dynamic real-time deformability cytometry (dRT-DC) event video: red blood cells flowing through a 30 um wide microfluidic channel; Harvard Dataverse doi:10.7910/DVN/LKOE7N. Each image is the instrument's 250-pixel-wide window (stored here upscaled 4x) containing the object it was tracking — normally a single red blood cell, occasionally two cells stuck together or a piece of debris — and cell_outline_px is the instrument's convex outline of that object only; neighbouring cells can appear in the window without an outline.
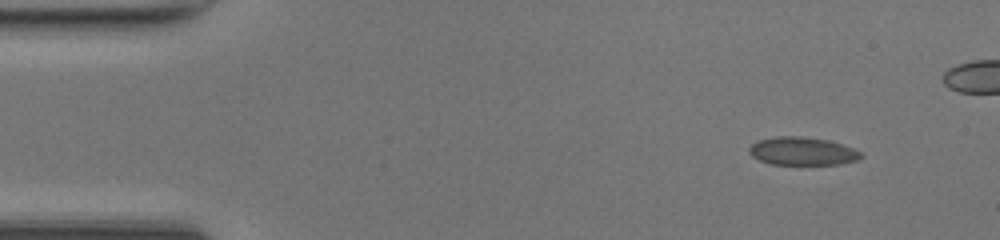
{"species": "common noctule bat (a hibernating species)", "species_latin": "Nyctalus noctula", "temperature_condition": "room temperature", "stored_images_in_passage": 49, "camera_frame_rate_fps": 3000, "um_per_image_px": 0.085, "animal": {"sex": "female", "body_mass_g": 17.0, "forearm_length_mm": 48.0}, "frame": {"image": 1, "passage_image": 4, "time_ms": 1.0, "image_size_px": [1000, 240], "cell_outline_px": [[864, 156], [860, 160], [840, 164], [772, 164], [760, 160], [752, 156], [748, 152], [748, 148], [756, 140], [776, 136], [800, 136], [828, 140], [852, 148], [860, 152]], "centroid_in_image_um": [68.19, 12.85], "position_along_channel_um": 16.8, "area_um2": 18.32}}
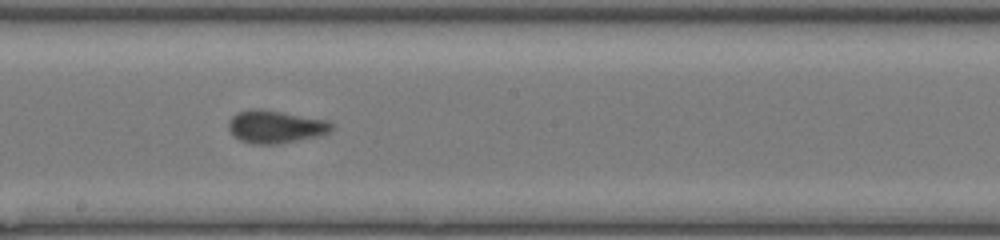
{"frame": {"image": 2, "passage_image": 26, "time_ms": 8.333, "image_size_px": [1000, 240], "cell_outline_px": [[332, 132], [316, 136], [276, 144], [252, 144], [240, 140], [232, 136], [228, 128], [228, 120], [236, 112], [252, 108], [260, 108], [328, 120], [332, 124]], "centroid_in_image_um": [23.36, 10.76], "position_along_channel_um": 224.8, "area_um2": 19.83}}
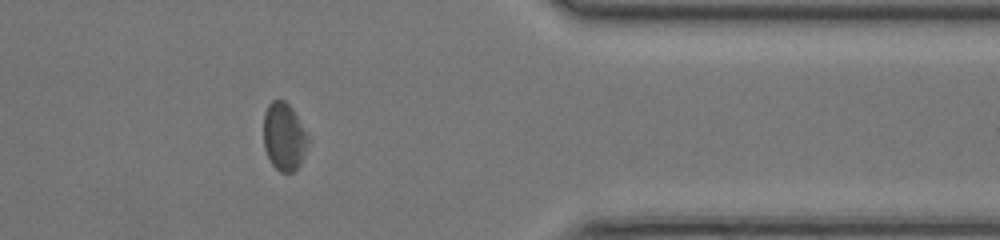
{"frame": {"image": 3, "passage_image": 39, "time_ms": 12.667, "image_size_px": [1000, 240], "cell_outline_px": [[308, 140], [300, 164], [292, 172], [280, 172], [272, 164], [264, 148], [264, 112], [268, 104], [272, 100], [284, 100], [292, 108], [308, 136]], "centroid_in_image_um": [24.12, 11.6], "position_along_channel_um": 387.3, "area_um2": 17.28}, "authors_computed_cell_mechanics": {"area_um2": 18.785, "velocity_mm_per_s": 4.2091, "shape_relaxation_time_tau1_ms": 3.6359, "shape_relaxation_time_tau2_ms": null, "deformation_change_tau1": 0.089, "deformation_change_tau2": null}}